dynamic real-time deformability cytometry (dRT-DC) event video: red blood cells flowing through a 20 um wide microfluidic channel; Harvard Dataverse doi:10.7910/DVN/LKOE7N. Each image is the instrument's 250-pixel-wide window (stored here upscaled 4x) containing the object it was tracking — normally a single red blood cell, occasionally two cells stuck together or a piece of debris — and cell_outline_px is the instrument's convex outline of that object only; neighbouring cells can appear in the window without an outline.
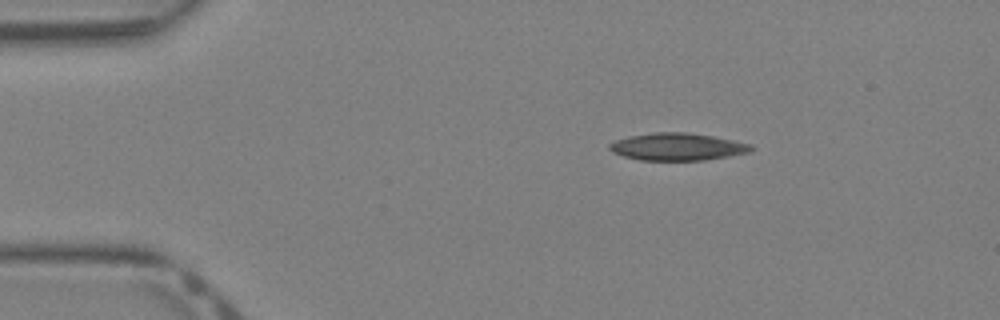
{"species": "Egyptian fruit bat (a non-hibernating species)", "species_latin": "Rousettus aegyptiacus", "temperature_condition": "warm", "stored_images_in_passage": 34, "camera_frame_rate_fps": 3000, "um_per_image_px": 0.085, "animal": {"sex": "female"}, "frame": {"image": 1, "passage_image": 1, "time_ms": 0.0, "image_size_px": [1000, 320], "cell_outline_px": [[756, 148], [748, 152], [728, 156], [704, 160], [640, 160], [624, 156], [612, 152], [608, 148], [608, 144], [612, 140], [628, 136], [652, 132], [688, 132], [712, 136], [752, 144]], "centroid_in_image_um": [57.53, 12.46], "position_along_channel_um": 27.5, "area_um2": 22.72}}
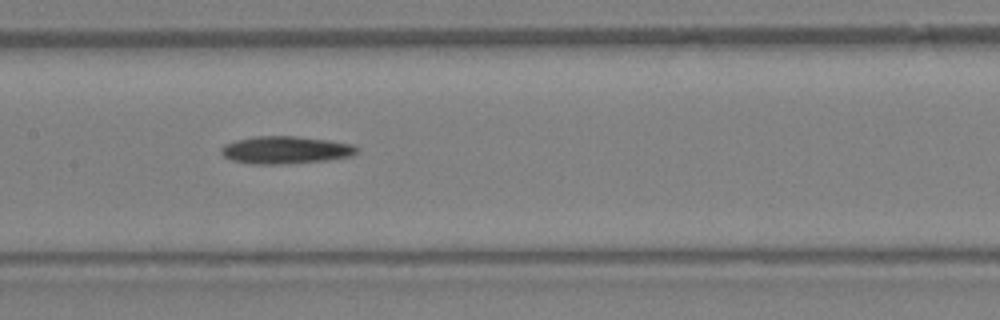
{"frame": {"image": 2, "passage_image": 14, "time_ms": 4.333, "image_size_px": [1000, 320], "cell_outline_px": [[360, 148], [352, 156], [328, 160], [280, 164], [252, 164], [232, 160], [224, 156], [220, 152], [220, 148], [224, 144], [236, 140], [256, 136], [296, 136], [328, 140], [352, 144]], "centroid_in_image_um": [24.27, 12.75], "position_along_channel_um": 183.1, "area_um2": 21.79}}
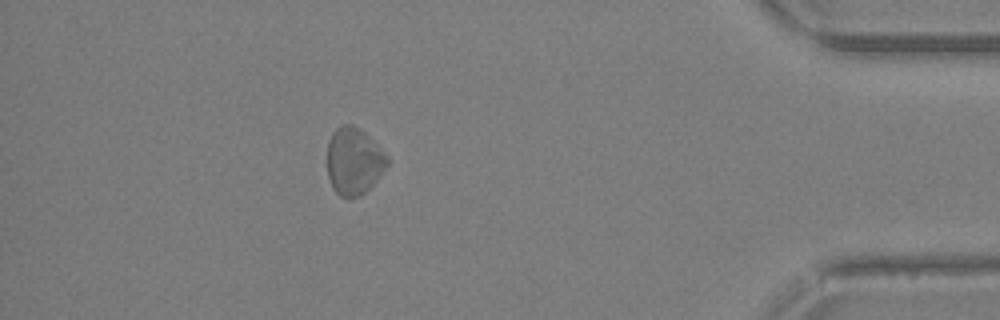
{"frame": {"image": 3, "passage_image": 30, "time_ms": 9.667, "image_size_px": [1000, 320], "cell_outline_px": [[388, 164], [376, 180], [360, 196], [340, 196], [332, 188], [328, 176], [328, 144], [332, 132], [340, 124], [352, 124], [364, 132], [388, 156]], "centroid_in_image_um": [30.06, 13.67], "position_along_channel_um": 405.1, "area_um2": 23.12}}